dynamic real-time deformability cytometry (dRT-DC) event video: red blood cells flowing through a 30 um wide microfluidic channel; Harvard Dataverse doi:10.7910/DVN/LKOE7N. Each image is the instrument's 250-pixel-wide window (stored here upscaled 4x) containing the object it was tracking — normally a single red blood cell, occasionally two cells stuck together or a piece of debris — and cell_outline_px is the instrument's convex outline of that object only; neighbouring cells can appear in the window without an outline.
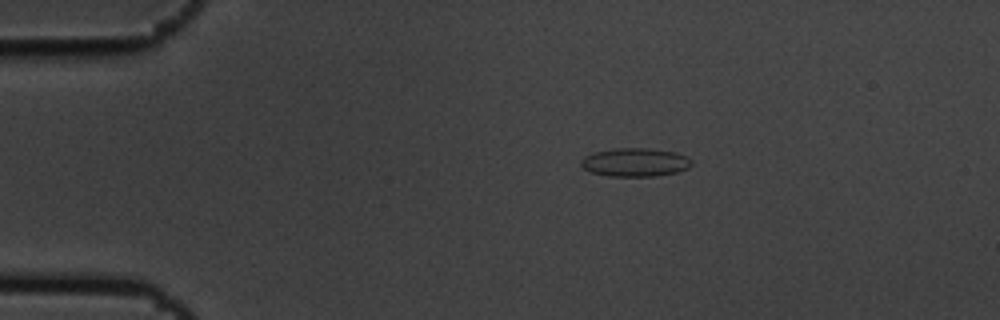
{"species": "common noctule bat (a hibernating species)", "species_latin": "Nyctalus noctula", "temperature_condition": "cold", "stored_images_in_passage": 3, "camera_frame_rate_fps": 3000, "um_per_image_px": 0.085, "animal": {"sex": "male", "body_mass_g": 19.5, "forearm_length_mm": 54.6}, "frame": {"image": 1, "passage_image": 1, "time_ms": 0.0, "image_size_px": [1000, 320], "cell_outline_px": [[692, 164], [688, 168], [676, 172], [656, 176], [608, 176], [592, 172], [584, 168], [580, 164], [580, 160], [584, 156], [592, 152], [616, 148], [648, 148], [676, 152], [692, 160]], "centroid_in_image_um": [53.96, 13.79], "position_along_channel_um": 31.0, "area_um2": 18.38}}